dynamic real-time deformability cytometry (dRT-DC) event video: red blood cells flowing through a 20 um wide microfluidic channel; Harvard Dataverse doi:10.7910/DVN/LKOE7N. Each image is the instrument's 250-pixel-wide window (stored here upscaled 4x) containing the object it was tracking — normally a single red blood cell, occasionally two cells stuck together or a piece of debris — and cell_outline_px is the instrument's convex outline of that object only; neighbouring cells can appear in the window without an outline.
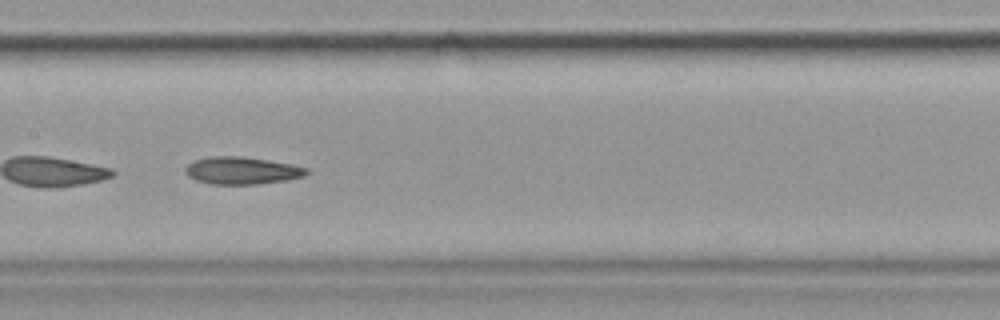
{"species": "common noctule bat (a hibernating species)", "species_latin": "Nyctalus noctula", "temperature_condition": "cold", "stored_images_in_passage": 49, "camera_frame_rate_fps": 3000, "um_per_image_px": 0.085, "animal": {"sex": "female", "body_mass_g": 19.9}, "frame": {"image": 1, "passage_image": 23, "time_ms": 7.333, "image_size_px": [1000, 320], "cell_outline_px": [[308, 172], [304, 176], [284, 180], [256, 184], [212, 184], [196, 180], [188, 176], [184, 172], [184, 168], [192, 160], [208, 156], [240, 156], [268, 160], [292, 164], [308, 168]], "centroid_in_image_um": [20.51, 14.48], "position_along_channel_um": 186.9, "area_um2": 19.36}}
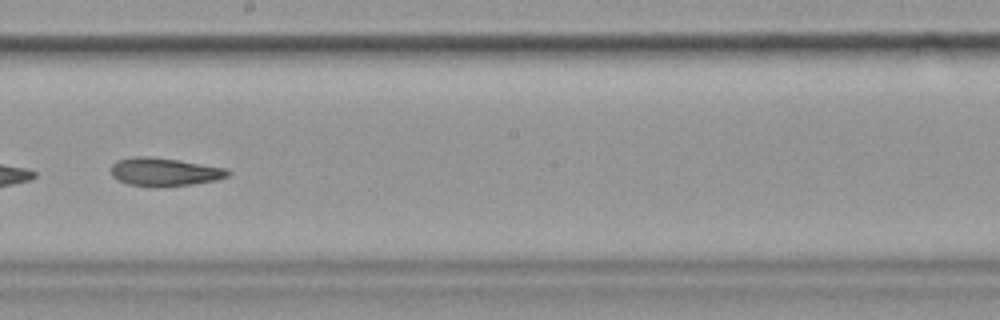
{"frame": {"image": 2, "passage_image": 27, "time_ms": 8.667, "image_size_px": [1000, 320], "cell_outline_px": [[228, 176], [216, 180], [192, 184], [152, 188], [128, 184], [116, 180], [112, 176], [112, 164], [116, 160], [136, 156], [148, 156], [176, 160], [224, 168], [228, 172]], "centroid_in_image_um": [13.89, 14.63], "position_along_channel_um": 234.3, "area_um2": 19.13}}
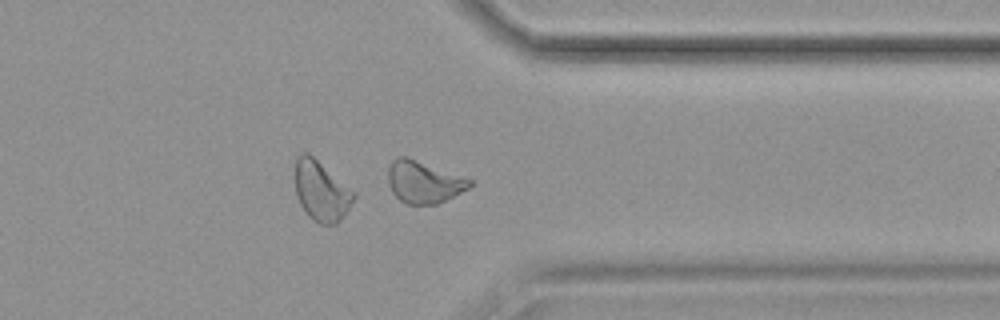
{"frame": {"image": 3, "passage_image": 39, "time_ms": 12.667, "image_size_px": [1000, 320], "cell_outline_px": [[472, 184], [468, 188], [436, 204], [408, 204], [400, 200], [392, 192], [388, 184], [388, 168], [392, 160], [396, 156], [404, 156], [472, 180]], "centroid_in_image_um": [35.96, 15.47], "position_along_channel_um": 375.4, "area_um2": 19.54}, "authors_computed_cell_mechanics": {"area_um2": 20.1144, "velocity_mm_per_s": 3.5779, "shape_relaxation_time_tau1_ms": 4.5363, "shape_relaxation_time_tau2_ms": 10.1081, "deformation_change_tau1": 0.1296, "deformation_change_tau2": 0.1658}}